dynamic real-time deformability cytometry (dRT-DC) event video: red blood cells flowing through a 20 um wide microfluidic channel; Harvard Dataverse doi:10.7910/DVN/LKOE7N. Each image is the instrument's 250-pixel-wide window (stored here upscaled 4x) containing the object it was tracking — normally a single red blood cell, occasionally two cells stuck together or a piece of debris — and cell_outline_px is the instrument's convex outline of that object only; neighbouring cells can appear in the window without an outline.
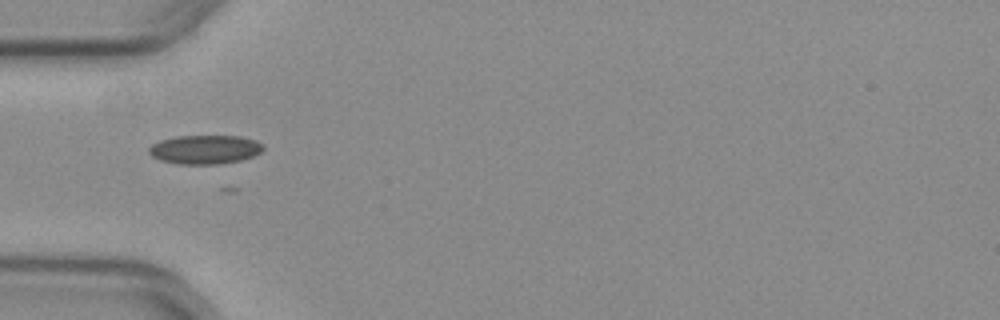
{"species": "common noctule bat (a hibernating species)", "species_latin": "Nyctalus noctula", "temperature_condition": "warm", "stored_images_in_passage": 32, "camera_frame_rate_fps": 3000, "um_per_image_px": 0.085, "animal": {"sex": "female", "body_mass_g": 29.2, "forearm_length_mm": 56.3}, "frame": {"image": 1, "passage_image": 2, "time_ms": 0.333, "image_size_px": [1000, 320], "cell_outline_px": [[264, 148], [256, 156], [240, 160], [220, 164], [176, 164], [160, 160], [152, 156], [148, 152], [148, 148], [152, 144], [160, 140], [176, 136], [240, 136], [256, 140], [264, 144]], "centroid_in_image_um": [17.43, 12.71], "position_along_channel_um": 67.6, "area_um2": 19.48}}
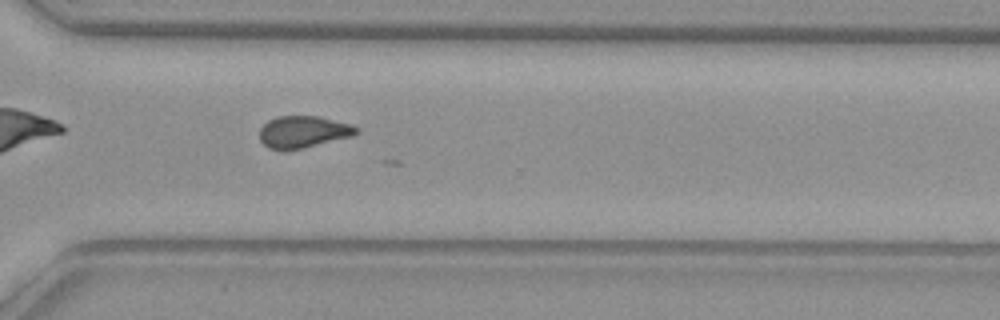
{"frame": {"image": 2, "passage_image": 23, "time_ms": 7.333, "image_size_px": [1000, 320], "cell_outline_px": [[360, 132], [352, 136], [304, 148], [268, 148], [260, 140], [260, 128], [268, 120], [276, 116], [316, 116], [352, 124], [360, 128]], "centroid_in_image_um": [25.81, 11.18], "position_along_channel_um": 344.8, "area_um2": 17.8}}